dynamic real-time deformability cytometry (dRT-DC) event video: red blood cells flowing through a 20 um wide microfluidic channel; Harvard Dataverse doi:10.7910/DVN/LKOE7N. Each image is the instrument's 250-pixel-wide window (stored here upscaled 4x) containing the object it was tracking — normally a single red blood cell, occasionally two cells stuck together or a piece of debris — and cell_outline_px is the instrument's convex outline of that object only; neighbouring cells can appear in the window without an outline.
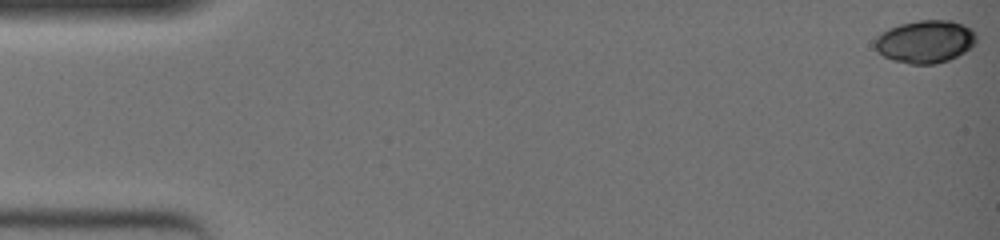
{"species": "common noctule bat (a hibernating species)", "species_latin": "Nyctalus noctula", "temperature_condition": "warm", "stored_images_in_passage": 51, "camera_frame_rate_fps": 3000, "um_per_image_px": 0.085, "animal": {"sex": "female", "body_mass_g": 19.0, "forearm_length_mm": 51.5}, "frame": {"image": 1, "passage_image": 1, "time_ms": 0.0, "image_size_px": [1000, 240], "cell_outline_px": [[976, 44], [972, 48], [948, 60], [936, 64], [908, 64], [892, 60], [876, 52], [876, 36], [880, 32], [888, 28], [900, 24], [920, 20], [952, 20], [964, 24], [972, 28], [976, 32]], "centroid_in_image_um": [78.67, 3.53], "position_along_channel_um": 6.3, "area_um2": 25.61}}
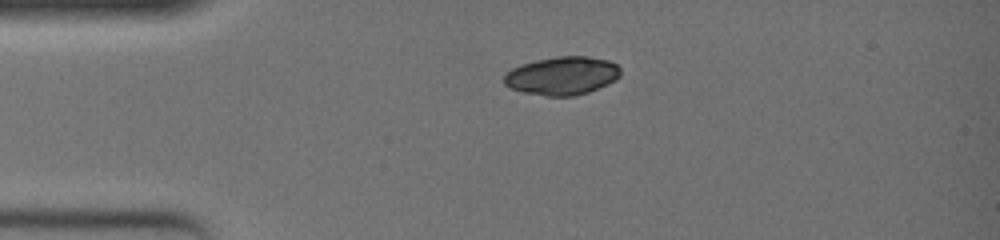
{"frame": {"image": 2, "passage_image": 13, "time_ms": 4.0, "image_size_px": [1000, 240], "cell_outline_px": [[620, 76], [616, 80], [608, 84], [588, 92], [572, 96], [544, 96], [524, 92], [508, 88], [504, 84], [504, 76], [512, 68], [520, 64], [536, 60], [556, 56], [588, 56], [608, 60], [616, 64], [620, 68]], "centroid_in_image_um": [47.77, 6.43], "position_along_channel_um": 37.2, "area_um2": 26.13}}
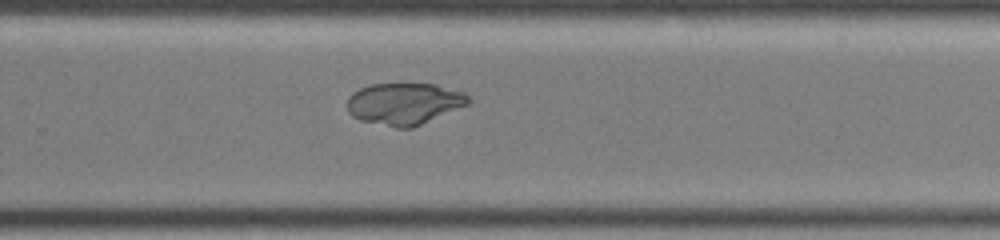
{"frame": {"image": 3, "passage_image": 36, "time_ms": 11.667, "image_size_px": [1000, 240], "cell_outline_px": [[468, 104], [412, 128], [396, 128], [360, 120], [352, 116], [348, 112], [348, 96], [360, 88], [372, 84], [436, 84], [464, 92], [468, 96]], "centroid_in_image_um": [34.34, 8.81], "position_along_channel_um": 295.5, "area_um2": 29.3}}